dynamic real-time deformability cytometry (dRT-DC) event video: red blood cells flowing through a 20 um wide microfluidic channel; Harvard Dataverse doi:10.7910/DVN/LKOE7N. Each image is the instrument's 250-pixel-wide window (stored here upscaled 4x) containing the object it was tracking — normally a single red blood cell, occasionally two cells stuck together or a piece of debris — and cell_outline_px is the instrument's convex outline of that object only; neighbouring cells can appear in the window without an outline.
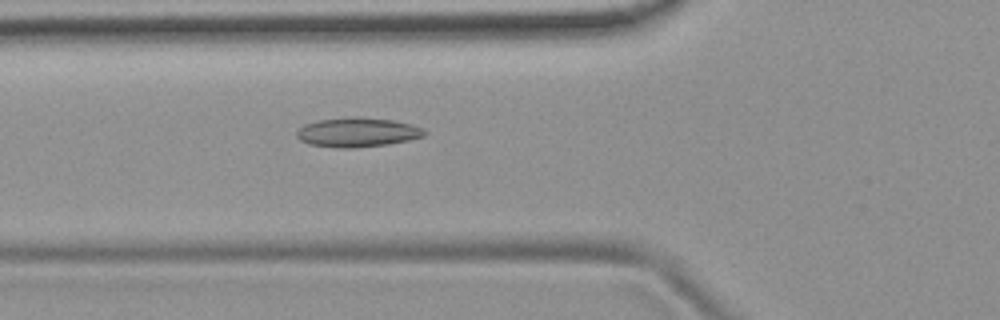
{"species": "common noctule bat (a hibernating species)", "species_latin": "Nyctalus noctula", "temperature_condition": "room temperature", "stored_images_in_passage": 6, "camera_frame_rate_fps": 3000, "um_per_image_px": 0.085, "animal": {"sex": "female", "body_mass_g": 19.9}, "frame": {"image": 1, "passage_image": 6, "time_ms": 5.667, "image_size_px": [1000, 320], "cell_outline_px": [[428, 132], [424, 136], [408, 140], [388, 144], [356, 148], [336, 148], [308, 144], [300, 140], [296, 136], [296, 132], [304, 124], [316, 120], [356, 116], [392, 120], [412, 124], [424, 128]], "centroid_in_image_um": [30.38, 11.24], "position_along_channel_um": 95.4, "area_um2": 22.14}}